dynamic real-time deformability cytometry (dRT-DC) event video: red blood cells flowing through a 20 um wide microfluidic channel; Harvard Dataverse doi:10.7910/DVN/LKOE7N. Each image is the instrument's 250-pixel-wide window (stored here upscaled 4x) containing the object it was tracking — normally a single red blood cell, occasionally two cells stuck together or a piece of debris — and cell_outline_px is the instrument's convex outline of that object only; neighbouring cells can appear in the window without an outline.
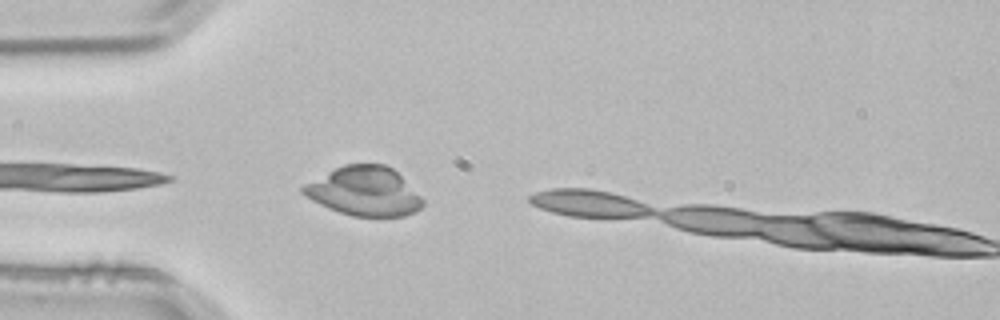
{"species": "common noctule bat (a hibernating species)", "species_latin": "Nyctalus noctula", "temperature_condition": "room temperature", "stored_images_in_passage": 3, "camera_frame_rate_fps": 3000, "um_per_image_px": 0.085, "animal": {"sex": "male", "body_mass_g": 21.5, "forearm_length_mm": 52.0}, "frame": {"image": 1, "passage_image": 2, "time_ms": 0.333, "image_size_px": [1000, 320], "cell_outline_px": [[424, 204], [416, 212], [404, 216], [352, 216], [328, 208], [304, 196], [300, 192], [300, 188], [304, 184], [344, 164], [384, 164], [392, 168], [424, 200]], "centroid_in_image_um": [30.94, 16.27], "position_along_channel_um": 54.1, "area_um2": 33.93}}